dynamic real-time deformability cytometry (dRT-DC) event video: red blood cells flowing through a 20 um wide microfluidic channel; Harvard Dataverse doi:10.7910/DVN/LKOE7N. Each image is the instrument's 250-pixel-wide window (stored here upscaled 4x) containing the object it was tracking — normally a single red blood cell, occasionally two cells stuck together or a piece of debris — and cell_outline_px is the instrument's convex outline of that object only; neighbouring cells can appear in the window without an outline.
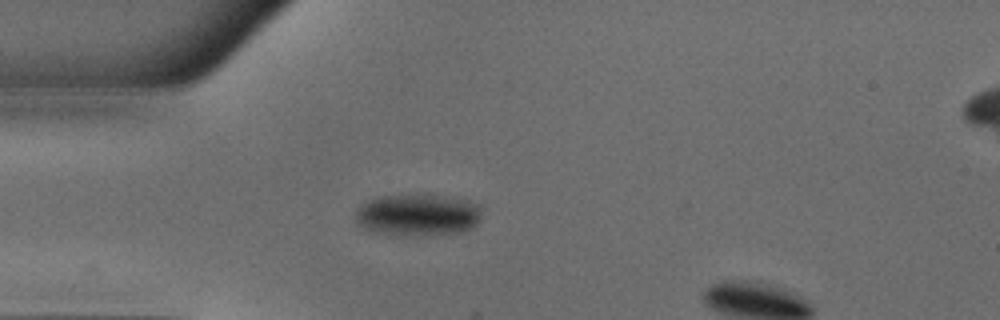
{"species": "common noctule bat (a hibernating species)", "species_latin": "Nyctalus noctula", "temperature_condition": "warm", "stored_images_in_passage": 33, "camera_frame_rate_fps": 3000, "um_per_image_px": 0.085, "animal": {"sex": "male", "body_mass_g": 18.8}, "frame": {"image": 1, "passage_image": 1, "time_ms": 0.0, "image_size_px": [1000, 320], "cell_outline_px": [[480, 220], [472, 228], [460, 232], [380, 232], [368, 228], [360, 224], [356, 220], [356, 208], [360, 204], [376, 196], [400, 192], [452, 196], [468, 200], [480, 204]], "centroid_in_image_um": [35.53, 18.13], "position_along_channel_um": 49.5, "area_um2": 30.4}}
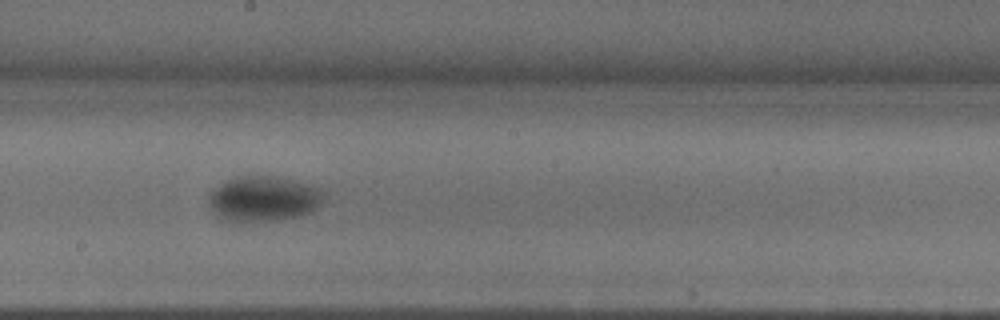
{"frame": {"image": 2, "passage_image": 15, "time_ms": 4.667, "image_size_px": [1000, 320], "cell_outline_px": [[320, 204], [308, 212], [296, 216], [276, 220], [228, 220], [216, 216], [208, 204], [208, 200], [212, 192], [220, 184], [228, 180], [240, 176], [272, 176], [288, 180], [316, 188], [320, 192]], "centroid_in_image_um": [22.3, 16.89], "position_along_channel_um": 225.9, "area_um2": 28.96}}
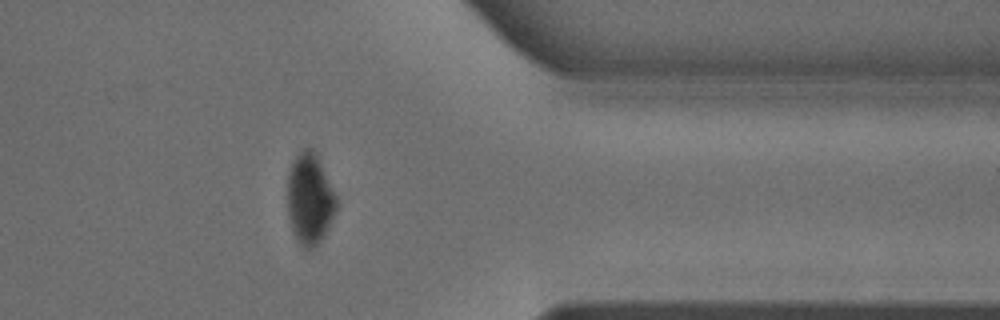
{"frame": {"image": 3, "passage_image": 28, "time_ms": 9.0, "image_size_px": [1000, 320], "cell_outline_px": [[336, 212], [324, 236], [312, 248], [304, 248], [296, 240], [292, 232], [288, 216], [288, 172], [296, 156], [304, 148], [312, 148], [316, 152], [336, 196]], "centroid_in_image_um": [26.32, 16.92], "position_along_channel_um": 385.1, "area_um2": 25.84}}